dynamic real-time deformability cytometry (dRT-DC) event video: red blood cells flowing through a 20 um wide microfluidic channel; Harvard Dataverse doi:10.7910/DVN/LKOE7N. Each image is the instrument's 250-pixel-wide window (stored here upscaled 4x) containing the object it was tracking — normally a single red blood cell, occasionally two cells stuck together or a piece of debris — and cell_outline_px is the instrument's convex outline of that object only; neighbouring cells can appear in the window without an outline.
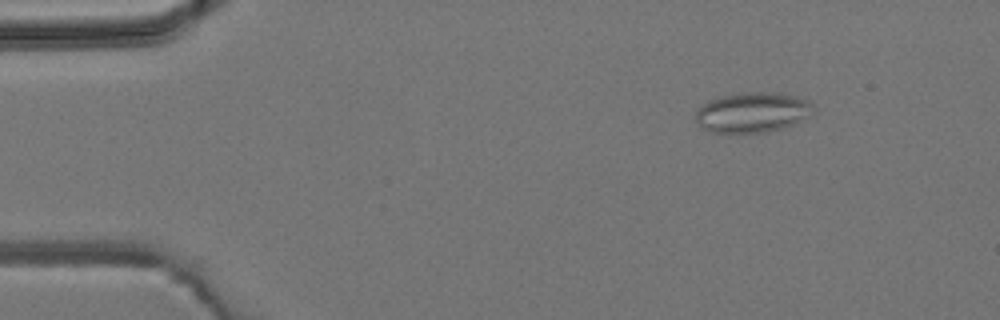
{"species": "common noctule bat (a hibernating species)", "species_latin": "Nyctalus noctula", "temperature_condition": "room temperature", "stored_images_in_passage": 5, "camera_frame_rate_fps": 3000, "um_per_image_px": 0.085, "animal": {"sex": "male", "body_mass_g": 19.2, "forearm_length_mm": 51.8}, "frame": {"image": 1, "passage_image": 2, "time_ms": 1.333, "image_size_px": [1000, 320], "cell_outline_px": [[816, 108], [812, 116], [792, 124], [780, 128], [764, 132], [712, 132], [700, 128], [696, 120], [696, 112], [708, 100], [720, 96], [744, 92], [780, 92], [796, 96], [808, 100]], "centroid_in_image_um": [64.0, 9.53], "position_along_channel_um": 21.0, "area_um2": 27.69}}